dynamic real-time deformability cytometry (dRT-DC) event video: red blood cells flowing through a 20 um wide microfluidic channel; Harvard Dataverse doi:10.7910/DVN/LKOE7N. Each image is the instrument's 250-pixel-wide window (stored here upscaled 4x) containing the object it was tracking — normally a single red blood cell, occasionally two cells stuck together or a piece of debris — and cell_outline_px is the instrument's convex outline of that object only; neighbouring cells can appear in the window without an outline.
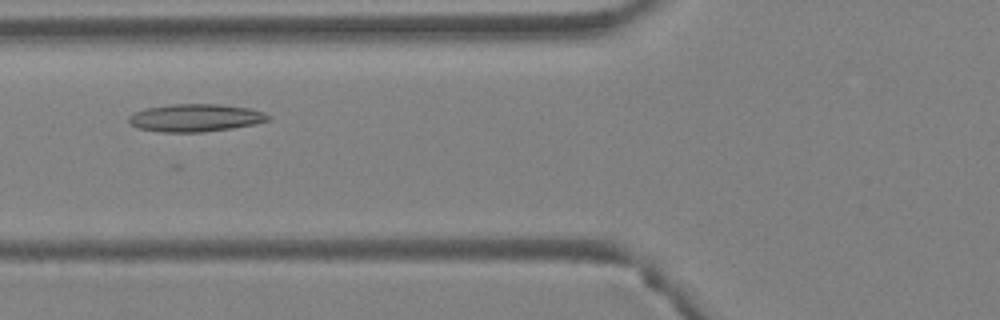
{"species": "Egyptian fruit bat (a non-hibernating species)", "species_latin": "Rousettus aegyptiacus", "temperature_condition": "warm", "stored_images_in_passage": 3, "camera_frame_rate_fps": 3000, "um_per_image_px": 0.085, "animal": {"sex": "female"}, "frame": {"image": 1, "passage_image": 3, "time_ms": 0.667, "image_size_px": [1000, 320], "cell_outline_px": [[272, 120], [232, 128], [204, 132], [160, 132], [140, 128], [128, 124], [128, 116], [136, 112], [148, 108], [172, 104], [220, 104], [248, 108], [264, 112], [272, 116]], "centroid_in_image_um": [16.64, 10.02], "position_along_channel_um": 109.2, "area_um2": 22.48}}